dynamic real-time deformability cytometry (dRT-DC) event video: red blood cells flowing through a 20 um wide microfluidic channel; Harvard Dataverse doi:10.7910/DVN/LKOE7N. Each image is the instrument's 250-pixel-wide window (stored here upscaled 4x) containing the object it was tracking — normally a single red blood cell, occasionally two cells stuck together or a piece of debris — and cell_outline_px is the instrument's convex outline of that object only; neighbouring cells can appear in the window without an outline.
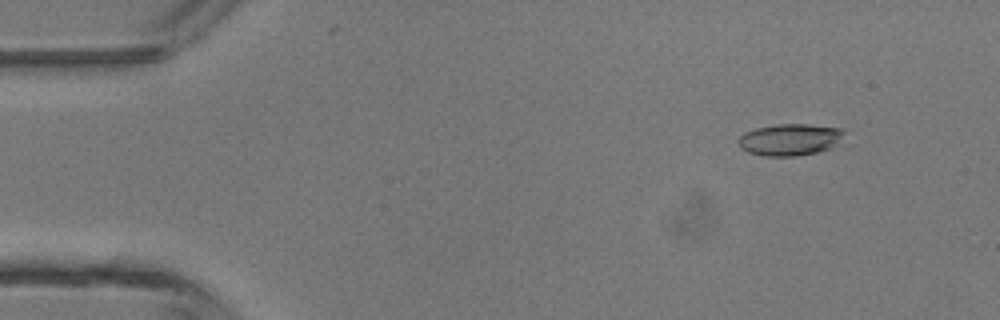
{"species": "common noctule bat (a hibernating species)", "species_latin": "Nyctalus noctula", "temperature_condition": "room temperature", "stored_images_in_passage": 39, "camera_frame_rate_fps": 3000, "um_per_image_px": 0.085, "animal": {"sex": "male", "body_mass_g": 13.3}, "frame": {"image": 1, "passage_image": 5, "time_ms": 1.333, "image_size_px": [1000, 320], "cell_outline_px": [[844, 132], [832, 148], [816, 152], [796, 156], [764, 156], [748, 152], [740, 148], [736, 140], [744, 132], [756, 128], [776, 124], [808, 124], [840, 128]], "centroid_in_image_um": [67.07, 11.87], "position_along_channel_um": 17.9, "area_um2": 19.54}}
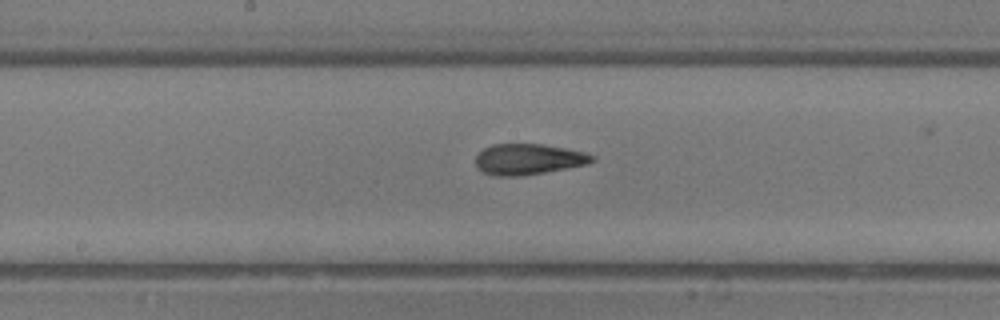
{"frame": {"image": 2, "passage_image": 24, "time_ms": 7.667, "image_size_px": [1000, 320], "cell_outline_px": [[596, 160], [588, 164], [544, 172], [520, 176], [496, 176], [484, 172], [476, 164], [476, 156], [484, 148], [492, 144], [544, 144], [584, 152], [596, 156]], "centroid_in_image_um": [44.94, 13.53], "position_along_channel_um": 203.3, "area_um2": 20.81}}
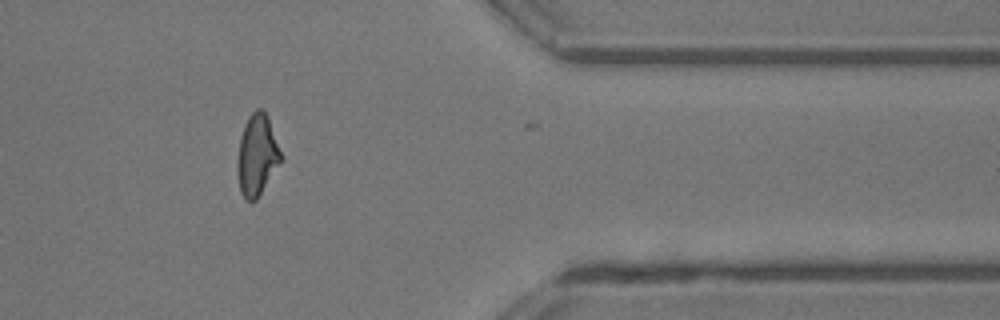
{"frame": {"image": 3, "passage_image": 38, "time_ms": 12.333, "image_size_px": [1000, 320], "cell_outline_px": [[284, 160], [256, 200], [244, 200], [240, 192], [236, 172], [236, 164], [240, 136], [244, 124], [248, 116], [256, 108], [260, 108], [268, 116], [284, 156]], "centroid_in_image_um": [21.86, 13.19], "position_along_channel_um": 389.5, "area_um2": 21.33}, "authors_computed_cell_mechanics": {"area_um2": 20.4612, "velocity_mm_per_s": 4.467, "shape_relaxation_time_tau1_ms": 5.5497, "shape_relaxation_time_tau2_ms": 1.4562, "deformation_change_tau1": 0.2077, "deformation_change_tau2": 0.0955}}